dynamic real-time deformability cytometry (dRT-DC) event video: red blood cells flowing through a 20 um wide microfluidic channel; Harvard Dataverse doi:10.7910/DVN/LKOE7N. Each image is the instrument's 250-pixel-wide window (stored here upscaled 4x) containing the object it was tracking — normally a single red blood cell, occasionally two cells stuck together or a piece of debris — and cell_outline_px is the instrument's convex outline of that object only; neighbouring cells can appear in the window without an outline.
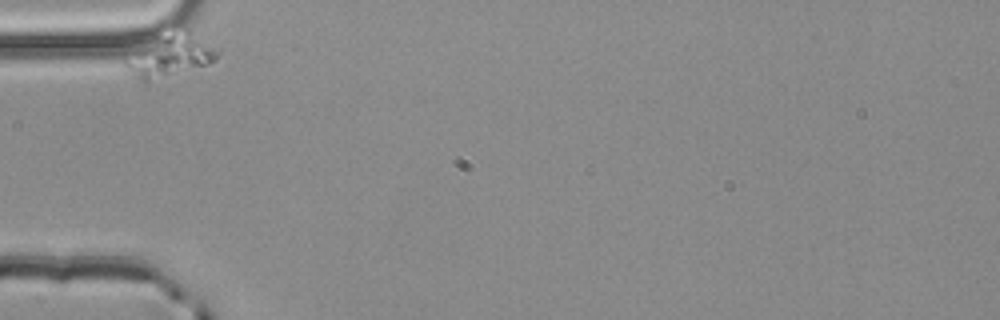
{"species": "common noctule bat (a hibernating species)", "species_latin": "Nyctalus noctula", "temperature_condition": "room temperature", "stored_images_in_passage": 1, "camera_frame_rate_fps": 3000, "um_per_image_px": 0.085, "animal": {"sex": "male", "body_mass_g": 20.4}, "frame": {"image": 1, "passage_image": 1, "time_ms": 0.0, "image_size_px": [1000, 320], "cell_outline_px": [[220, 52], [216, 60], [208, 64], [148, 84], [144, 84], [124, 64], [152, 32], [176, 24], [188, 28], [220, 48]], "centroid_in_image_um": [14.53, 4.59], "position_along_channel_um": 70.5, "area_um2": 24.8}}